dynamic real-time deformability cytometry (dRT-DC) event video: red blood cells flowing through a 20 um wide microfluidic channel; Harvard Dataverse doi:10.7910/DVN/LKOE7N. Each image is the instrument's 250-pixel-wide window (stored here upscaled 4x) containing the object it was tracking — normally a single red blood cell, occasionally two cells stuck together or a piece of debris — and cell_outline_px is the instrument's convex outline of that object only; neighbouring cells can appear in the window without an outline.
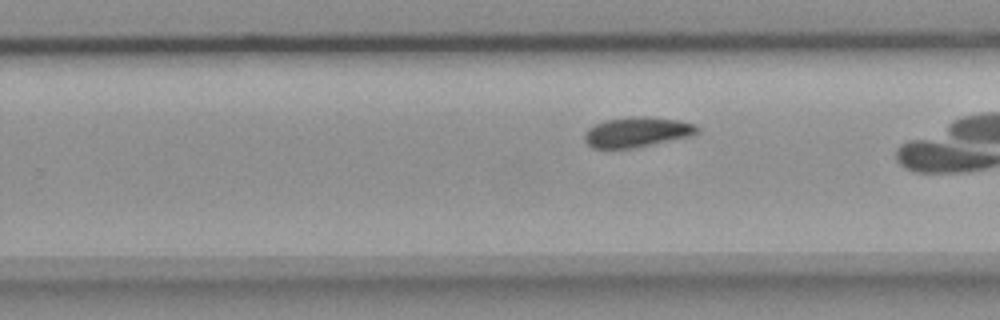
{"species": "common noctule bat (a hibernating species)", "species_latin": "Nyctalus noctula", "temperature_condition": "room temperature", "stored_images_in_passage": 29, "camera_frame_rate_fps": 3000, "um_per_image_px": 0.085, "animal": {"sex": "female", "body_mass_g": 18.4}, "frame": {"image": 1, "passage_image": 21, "time_ms": 6.667, "image_size_px": [1000, 320], "cell_outline_px": [[700, 128], [696, 132], [688, 136], [652, 144], [632, 148], [592, 148], [584, 140], [584, 136], [588, 128], [604, 120], [632, 116], [644, 116], [680, 120], [696, 124]], "centroid_in_image_um": [54.12, 11.21], "position_along_channel_um": 275.7, "area_um2": 19.59}}